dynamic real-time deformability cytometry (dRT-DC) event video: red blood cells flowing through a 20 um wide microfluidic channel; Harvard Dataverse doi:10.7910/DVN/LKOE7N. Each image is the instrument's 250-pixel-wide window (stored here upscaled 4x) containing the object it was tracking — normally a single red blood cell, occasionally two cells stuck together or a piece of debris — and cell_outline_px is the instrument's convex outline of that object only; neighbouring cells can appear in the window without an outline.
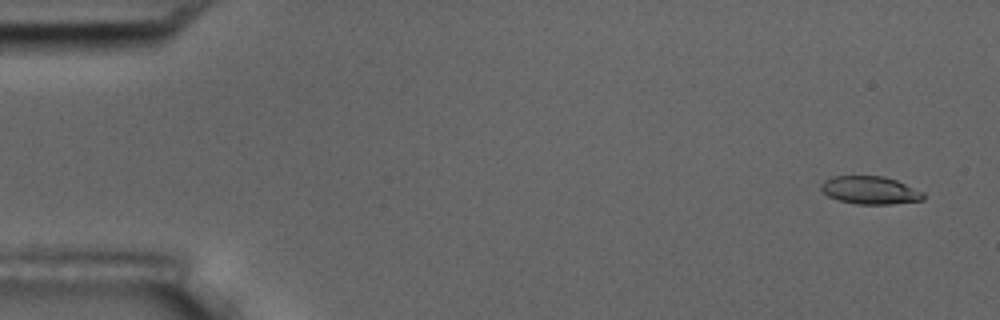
{"species": "common noctule bat (a hibernating species)", "species_latin": "Nyctalus noctula", "temperature_condition": "room temperature", "stored_images_in_passage": 5, "camera_frame_rate_fps": 3000, "um_per_image_px": 0.085, "animal": {"sex": "male", "body_mass_g": 17.5, "forearm_length_mm": 52.3}, "frame": {"image": 1, "passage_image": 1, "time_ms": 0.0, "image_size_px": [1000, 320], "cell_outline_px": [[924, 200], [892, 204], [856, 204], [840, 200], [828, 196], [820, 188], [820, 184], [824, 180], [832, 176], [884, 176], [896, 180], [924, 192]], "centroid_in_image_um": [73.96, 16.16], "position_along_channel_um": 11.0, "area_um2": 16.65}}
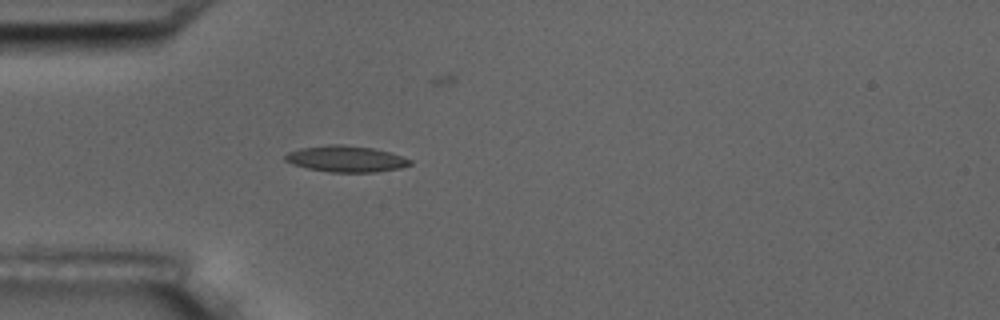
{"frame": {"image": 2, "passage_image": 5, "time_ms": 4.667, "image_size_px": [1000, 320], "cell_outline_px": [[412, 164], [400, 168], [376, 172], [332, 172], [308, 168], [292, 164], [284, 160], [284, 156], [288, 152], [300, 148], [328, 144], [340, 144], [372, 148], [388, 152], [412, 160]], "centroid_in_image_um": [29.38, 13.5], "position_along_channel_um": 55.6, "area_um2": 18.96}}